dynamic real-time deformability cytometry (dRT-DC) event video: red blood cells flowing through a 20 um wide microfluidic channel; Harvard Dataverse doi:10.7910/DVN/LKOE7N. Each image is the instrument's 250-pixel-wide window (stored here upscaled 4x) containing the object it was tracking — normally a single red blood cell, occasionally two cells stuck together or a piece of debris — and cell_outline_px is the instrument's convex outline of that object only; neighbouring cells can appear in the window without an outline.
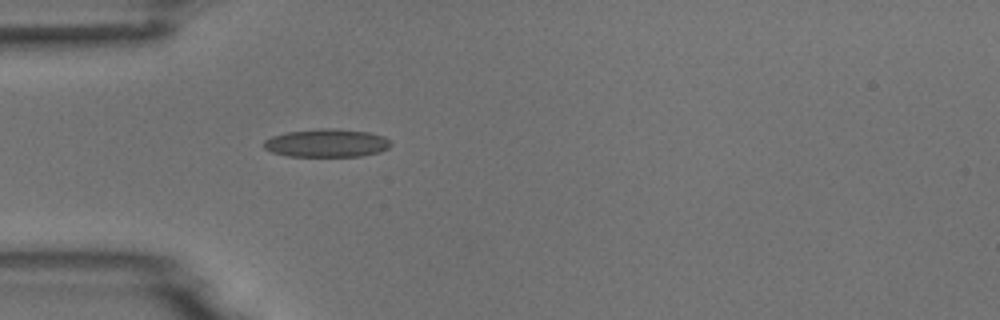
{"species": "common noctule bat (a hibernating species)", "species_latin": "Nyctalus noctula", "temperature_condition": "room temperature", "stored_images_in_passage": 2, "segment_of_instrument_passage": [1, 2], "camera_frame_rate_fps": 3000, "um_per_image_px": 0.085, "animal": {"sex": "male", "body_mass_g": 18.8}, "frame": {"image": 1, "passage_image": 1, "time_ms": 0.0, "image_size_px": [1000, 320], "cell_outline_px": [[392, 144], [388, 148], [380, 152], [360, 156], [288, 156], [272, 152], [264, 148], [264, 140], [272, 136], [288, 132], [320, 128], [340, 128], [368, 132], [384, 136], [392, 140]], "centroid_in_image_um": [27.81, 12.15], "position_along_channel_um": 57.2, "area_um2": 20.98}}